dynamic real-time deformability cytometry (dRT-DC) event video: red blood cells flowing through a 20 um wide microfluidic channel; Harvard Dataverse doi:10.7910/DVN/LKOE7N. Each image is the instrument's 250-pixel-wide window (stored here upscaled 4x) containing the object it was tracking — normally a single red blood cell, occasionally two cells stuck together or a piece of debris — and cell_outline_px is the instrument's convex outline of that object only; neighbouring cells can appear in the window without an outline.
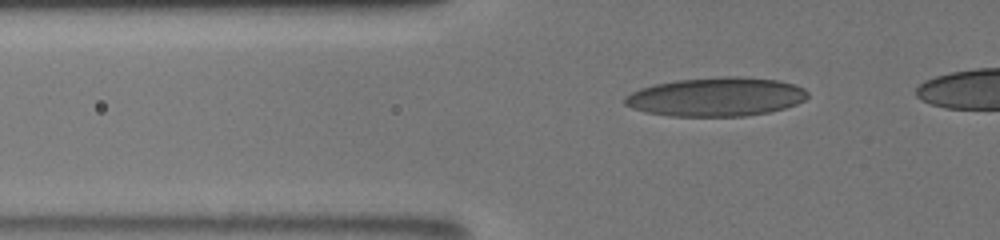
{"species": "human", "species_latin": "Homo sapiens", "temperature_condition": "room temperature", "stored_images_in_passage": 32, "camera_frame_rate_fps": 3000, "um_per_image_px": 0.085, "donor": {"sex": "male"}, "frame": {"image": 1, "passage_image": 8, "time_ms": 2.667, "image_size_px": [1000, 240], "cell_outline_px": [[808, 96], [804, 100], [796, 104], [784, 108], [768, 112], [744, 116], [668, 116], [644, 112], [632, 108], [624, 104], [624, 96], [640, 88], [656, 84], [676, 80], [720, 76], [736, 76], [776, 80], [792, 84], [804, 88], [808, 92]], "centroid_in_image_um": [60.84, 8.23], "position_along_channel_um": 65.0, "area_um2": 41.44}}
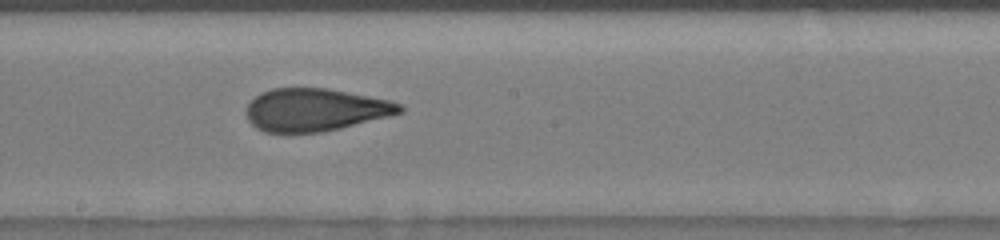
{"frame": {"image": 2, "passage_image": 20, "time_ms": 7.0, "image_size_px": [1000, 240], "cell_outline_px": [[404, 112], [324, 132], [264, 132], [256, 128], [248, 120], [248, 104], [260, 92], [272, 88], [328, 88], [388, 100], [400, 104], [404, 108]], "centroid_in_image_um": [26.79, 9.33], "position_along_channel_um": 221.4, "area_um2": 37.86}}
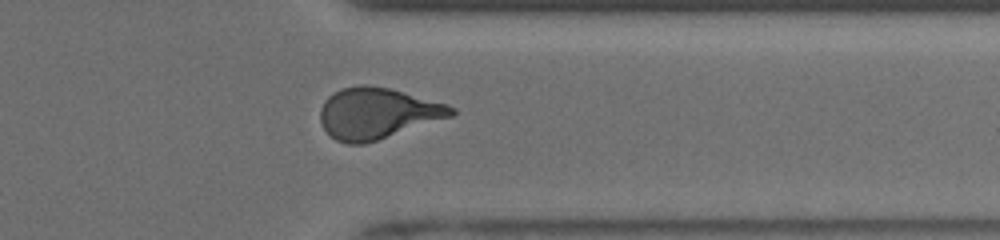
{"frame": {"image": 3, "passage_image": 28, "time_ms": 11.0, "image_size_px": [1000, 240], "cell_outline_px": [[456, 112], [452, 116], [364, 144], [348, 144], [336, 140], [324, 128], [320, 120], [320, 108], [324, 100], [328, 96], [344, 88], [364, 84], [388, 88], [448, 104], [456, 108]], "centroid_in_image_um": [32.07, 9.63], "position_along_channel_um": 379.3, "area_um2": 38.55}}